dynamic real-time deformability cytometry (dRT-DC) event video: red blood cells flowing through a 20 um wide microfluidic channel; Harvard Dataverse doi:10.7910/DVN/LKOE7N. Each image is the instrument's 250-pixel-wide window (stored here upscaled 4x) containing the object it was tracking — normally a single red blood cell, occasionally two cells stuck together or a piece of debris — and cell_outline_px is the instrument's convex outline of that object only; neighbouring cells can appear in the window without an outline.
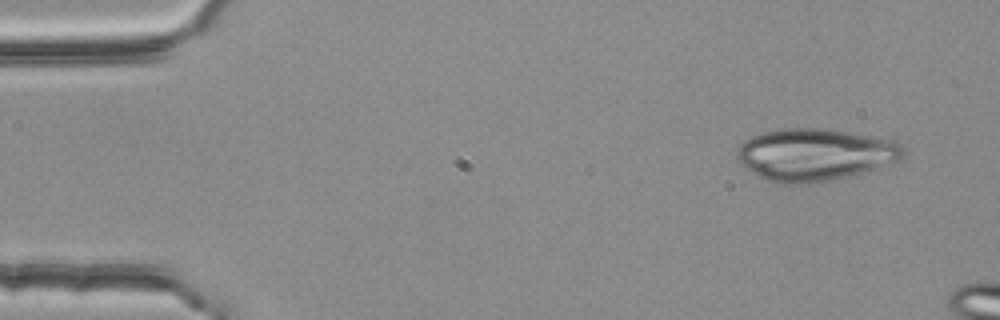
{"species": "common noctule bat (a hibernating species)", "species_latin": "Nyctalus noctula", "temperature_condition": "room temperature", "stored_images_in_passage": 5, "camera_frame_rate_fps": 3000, "um_per_image_px": 0.085, "animal": {"sex": "female", "body_mass_g": 25.1}, "frame": {"image": 1, "passage_image": 1, "time_ms": 0.0, "image_size_px": [1000, 320], "cell_outline_px": [[904, 156], [900, 160], [848, 176], [812, 184], [776, 184], [744, 168], [736, 160], [736, 152], [740, 144], [744, 140], [752, 136], [764, 132], [780, 128], [824, 128], [896, 140], [904, 148]], "centroid_in_image_um": [69.22, 13.14], "position_along_channel_um": 15.8, "area_um2": 50.81}}